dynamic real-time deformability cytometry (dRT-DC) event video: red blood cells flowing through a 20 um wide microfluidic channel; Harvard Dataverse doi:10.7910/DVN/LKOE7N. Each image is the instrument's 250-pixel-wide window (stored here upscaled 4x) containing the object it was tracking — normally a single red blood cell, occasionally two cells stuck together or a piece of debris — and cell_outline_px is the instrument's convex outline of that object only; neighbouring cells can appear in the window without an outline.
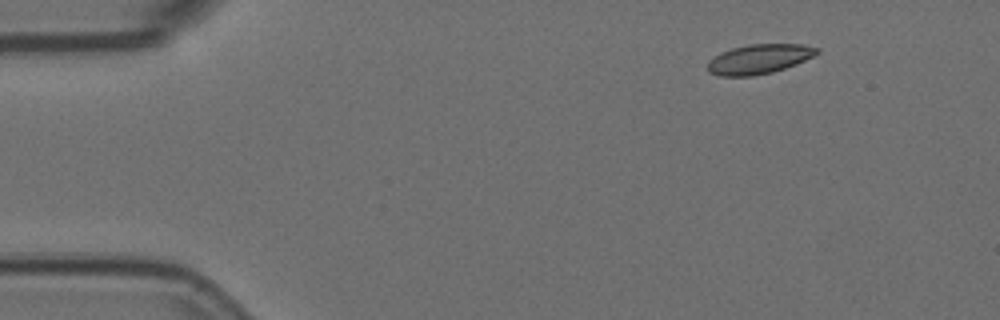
{"species": "Egyptian fruit bat (a non-hibernating species)", "species_latin": "Rousettus aegyptiacus", "temperature_condition": "room temperature", "stored_images_in_passage": 2, "camera_frame_rate_fps": 3000, "um_per_image_px": 0.085, "animal": {"sex": "female"}, "frame": {"image": 1, "passage_image": 2, "time_ms": 0.333, "image_size_px": [1000, 320], "cell_outline_px": [[820, 52], [796, 64], [772, 72], [752, 76], [720, 76], [708, 72], [708, 60], [720, 52], [732, 48], [748, 44], [800, 44], [820, 48]], "centroid_in_image_um": [64.5, 5.01], "position_along_channel_um": 20.5, "area_um2": 18.84}}